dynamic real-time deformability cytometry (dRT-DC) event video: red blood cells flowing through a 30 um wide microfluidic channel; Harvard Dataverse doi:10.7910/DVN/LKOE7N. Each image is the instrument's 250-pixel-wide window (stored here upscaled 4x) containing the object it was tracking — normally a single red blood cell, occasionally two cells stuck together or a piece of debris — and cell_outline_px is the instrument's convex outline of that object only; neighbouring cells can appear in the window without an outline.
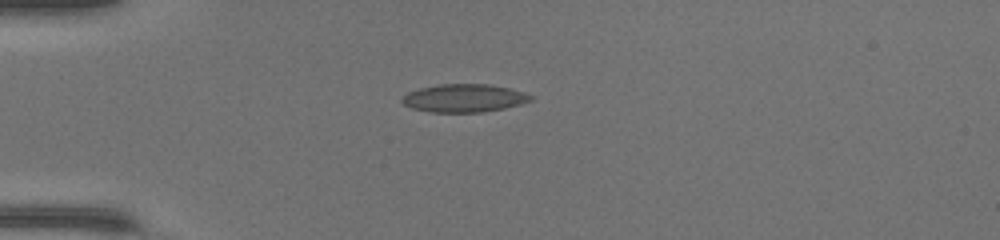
{"species": "common noctule bat (a hibernating species)", "species_latin": "Nyctalus noctula", "temperature_condition": "warm", "stored_images_in_passage": 36, "camera_frame_rate_fps": 3000, "um_per_image_px": 0.085, "animal": {"sex": "female", "body_mass_g": 17.0, "forearm_length_mm": 48.0}, "frame": {"image": 1, "passage_image": 1, "time_ms": 0.0, "image_size_px": [1000, 240], "cell_outline_px": [[536, 96], [532, 100], [520, 104], [504, 108], [480, 112], [432, 112], [412, 108], [404, 104], [400, 100], [408, 92], [420, 88], [440, 84], [488, 84], [508, 88], [524, 92]], "centroid_in_image_um": [39.47, 8.33], "position_along_channel_um": 45.5, "area_um2": 20.92}}
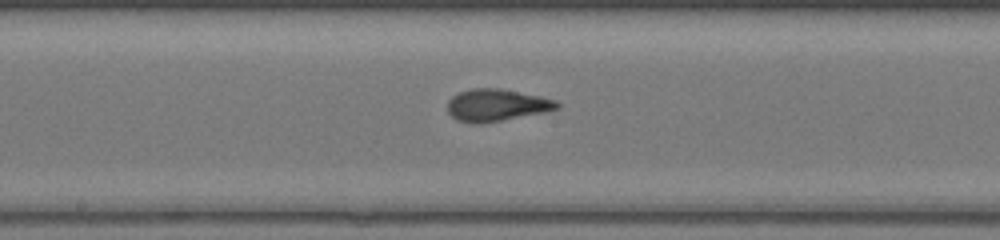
{"frame": {"image": 2, "passage_image": 14, "time_ms": 4.333, "image_size_px": [1000, 240], "cell_outline_px": [[560, 108], [544, 112], [480, 124], [476, 124], [456, 120], [448, 112], [448, 100], [452, 96], [460, 92], [472, 88], [500, 88], [540, 96], [556, 100], [560, 104]], "centroid_in_image_um": [42.2, 8.93], "position_along_channel_um": 206.0, "area_um2": 20.46}}
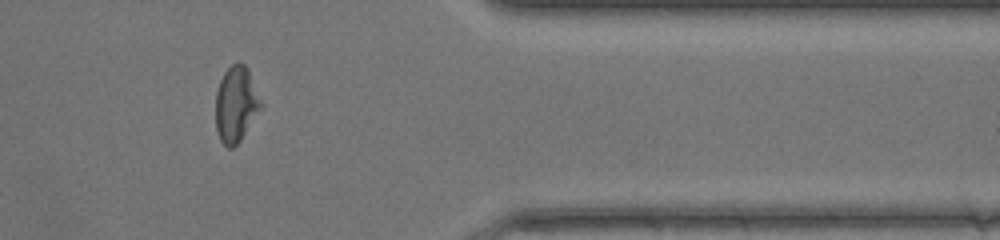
{"frame": {"image": 3, "passage_image": 28, "time_ms": 9.0, "image_size_px": [1000, 240], "cell_outline_px": [[264, 104], [240, 140], [232, 148], [228, 148], [220, 140], [216, 128], [216, 92], [220, 80], [224, 72], [232, 64], [244, 64], [248, 68]], "centroid_in_image_um": [20.08, 8.85], "position_along_channel_um": 391.3, "area_um2": 19.94}, "authors_computed_cell_mechanics": {"area_um2": 20.0566, "velocity_mm_per_s": 4.3427, "shape_relaxation_time_tau1_ms": 5.9671, "shape_relaxation_time_tau2_ms": 0.9859, "deformation_change_tau1": 0.2057, "deformation_change_tau2": 0.0679}}